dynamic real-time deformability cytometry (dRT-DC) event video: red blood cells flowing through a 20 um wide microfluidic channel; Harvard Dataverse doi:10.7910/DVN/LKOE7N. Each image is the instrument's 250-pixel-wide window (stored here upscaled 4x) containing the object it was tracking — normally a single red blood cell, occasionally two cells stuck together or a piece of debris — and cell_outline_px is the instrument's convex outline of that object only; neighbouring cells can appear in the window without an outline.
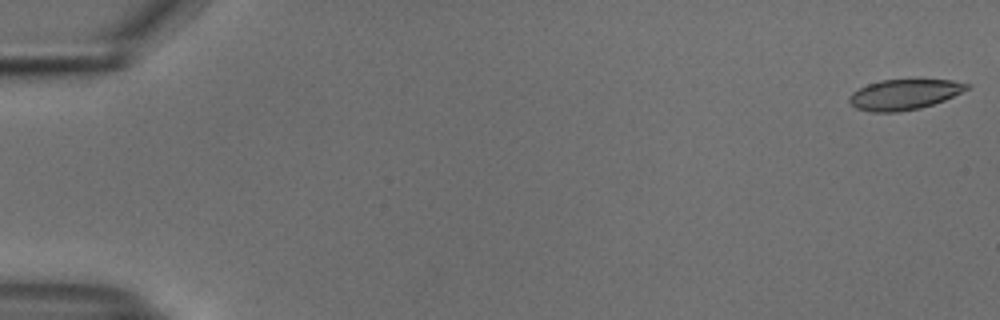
{"species": "common noctule bat (a hibernating species)", "species_latin": "Nyctalus noctula", "temperature_condition": "cold", "stored_images_in_passage": 54, "camera_frame_rate_fps": 3000, "um_per_image_px": 0.085, "animal": {"sex": "male", "body_mass_g": 18.8}, "frame": {"image": 1, "passage_image": 1, "time_ms": 0.0, "image_size_px": [1000, 320], "cell_outline_px": [[972, 84], [968, 88], [944, 100], [920, 108], [900, 112], [872, 112], [856, 108], [848, 100], [848, 96], [852, 92], [868, 84], [880, 80], [952, 80]], "centroid_in_image_um": [76.83, 8.03], "position_along_channel_um": 8.2, "area_um2": 20.63}}
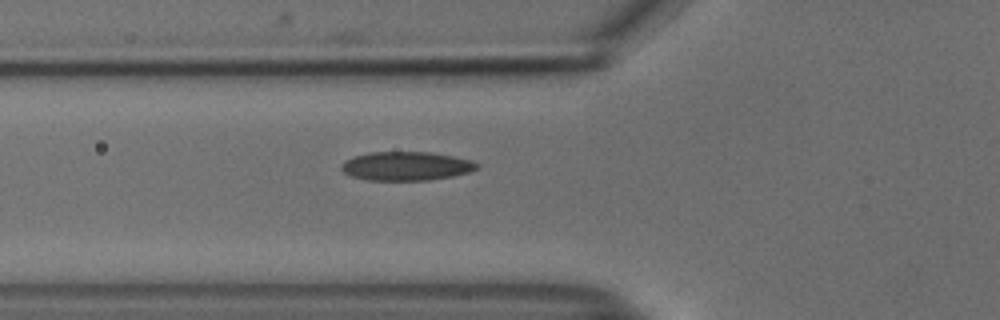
{"frame": {"image": 2, "passage_image": 20, "time_ms": 6.333, "image_size_px": [1000, 320], "cell_outline_px": [[480, 168], [468, 172], [452, 176], [428, 180], [368, 180], [352, 176], [344, 172], [340, 168], [340, 164], [344, 160], [352, 156], [368, 152], [432, 152], [472, 160], [480, 164]], "centroid_in_image_um": [34.51, 14.1], "position_along_channel_um": 91.3, "area_um2": 22.95}}
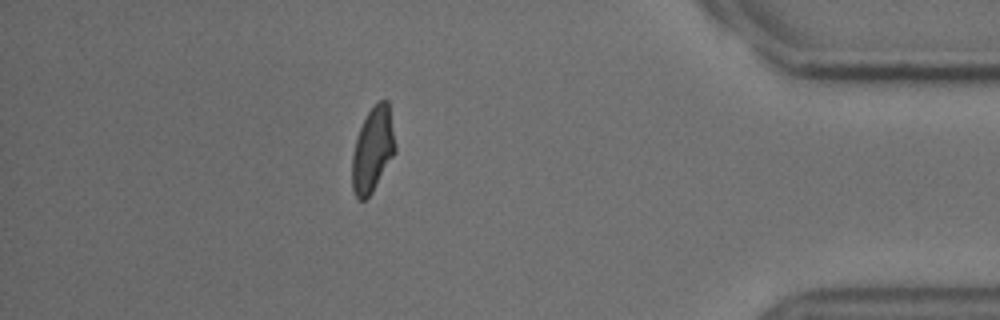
{"frame": {"image": 3, "passage_image": 48, "time_ms": 15.667, "image_size_px": [1000, 320], "cell_outline_px": [[396, 152], [372, 192], [364, 200], [356, 200], [352, 188], [352, 156], [356, 140], [360, 128], [368, 112], [380, 100], [388, 100], [396, 144]], "centroid_in_image_um": [31.69, 12.75], "position_along_channel_um": 403.5, "area_um2": 21.21}, "authors_computed_cell_mechanics": {"area_um2": 22.2241, "velocity_mm_per_s": 3.7437, "shape_relaxation_time_tau1_ms": 6.3975, "shape_relaxation_time_tau2_ms": 1.4161, "deformation_change_tau1": 0.1703, "deformation_change_tau2": 0.0679}}